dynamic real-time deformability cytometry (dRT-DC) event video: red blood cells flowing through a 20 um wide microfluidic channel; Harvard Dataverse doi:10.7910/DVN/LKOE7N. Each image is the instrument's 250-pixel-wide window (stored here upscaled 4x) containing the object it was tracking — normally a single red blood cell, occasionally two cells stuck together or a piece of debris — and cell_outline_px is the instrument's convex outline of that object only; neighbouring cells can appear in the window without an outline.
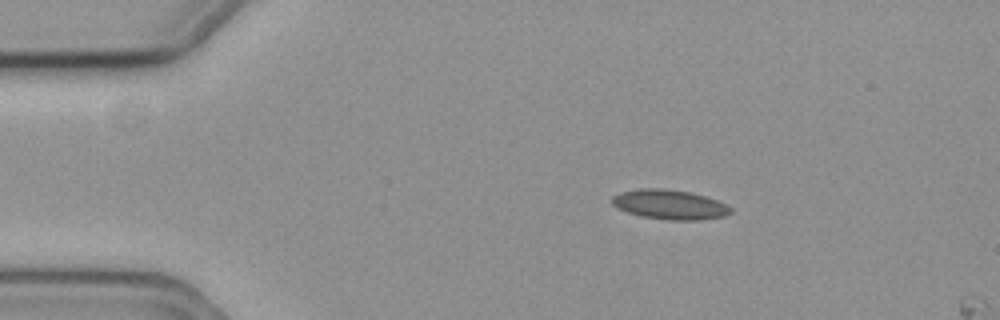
{"species": "common noctule bat (a hibernating species)", "species_latin": "Nyctalus noctula", "temperature_condition": "cold", "stored_images_in_passage": 2, "camera_frame_rate_fps": 3000, "um_per_image_px": 0.085, "animal": {"sex": "female", "body_mass_g": 19.3, "forearm_length_mm": 54.1}, "frame": {"image": 1, "passage_image": 1, "time_ms": 0.0, "image_size_px": [1000, 320], "cell_outline_px": [[732, 212], [724, 216], [700, 220], [668, 220], [640, 216], [616, 208], [612, 204], [612, 196], [620, 192], [636, 188], [664, 188], [692, 192], [716, 200], [732, 208]], "centroid_in_image_um": [56.89, 17.38], "position_along_channel_um": 28.1, "area_um2": 20.63}}